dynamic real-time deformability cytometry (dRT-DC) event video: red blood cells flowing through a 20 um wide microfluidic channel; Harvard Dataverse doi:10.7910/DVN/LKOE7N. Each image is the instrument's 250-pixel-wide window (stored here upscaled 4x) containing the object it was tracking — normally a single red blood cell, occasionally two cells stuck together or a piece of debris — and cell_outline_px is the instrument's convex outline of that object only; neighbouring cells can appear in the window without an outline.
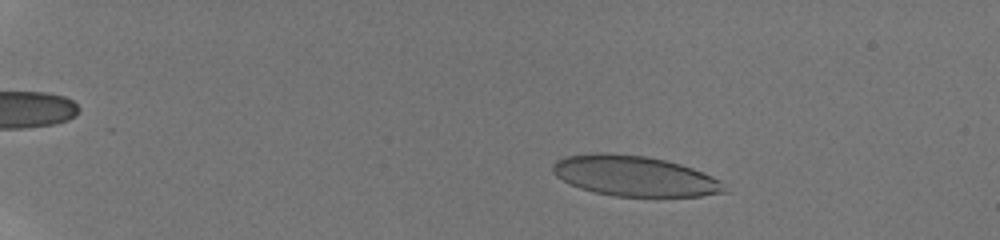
{"species": "human", "species_latin": "Homo sapiens", "temperature_condition": "room temperature", "stored_images_in_passage": 52, "camera_frame_rate_fps": 3000, "um_per_image_px": 0.085, "donor": {"sex": "male"}, "frame": {"image": 1, "passage_image": 7, "time_ms": 2.0, "image_size_px": [1000, 240], "cell_outline_px": [[732, 192], [700, 196], [616, 196], [596, 192], [580, 188], [556, 176], [552, 172], [552, 164], [556, 160], [564, 156], [596, 152], [604, 152], [644, 156], [664, 160], [680, 164], [692, 168], [712, 176], [720, 180]], "centroid_in_image_um": [53.96, 14.95], "position_along_channel_um": 31.0, "area_um2": 40.46}}
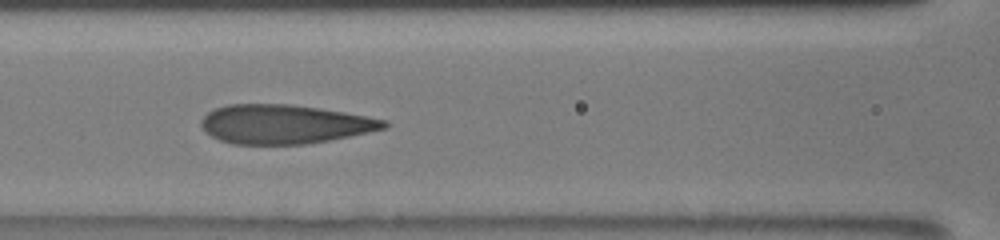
{"frame": {"image": 2, "passage_image": 25, "time_ms": 8.0, "image_size_px": [1000, 240], "cell_outline_px": [[388, 128], [308, 144], [232, 144], [220, 140], [204, 132], [200, 124], [200, 120], [208, 112], [216, 108], [228, 104], [288, 104], [320, 108], [344, 112], [388, 120]], "centroid_in_image_um": [24.16, 10.55], "position_along_channel_um": 142.4, "area_um2": 41.62}}
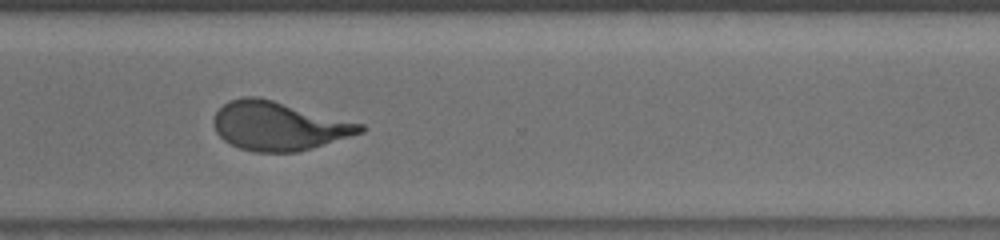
{"frame": {"image": 3, "passage_image": 41, "time_ms": 13.333, "image_size_px": [1000, 240], "cell_outline_px": [[364, 132], [312, 148], [296, 152], [252, 152], [240, 148], [224, 140], [216, 132], [212, 120], [216, 112], [228, 100], [244, 96], [256, 96], [272, 100], [364, 124]], "centroid_in_image_um": [23.66, 10.71], "position_along_channel_um": 346.9, "area_um2": 41.44}, "authors_computed_cell_mechanics": {"area_um2": 41.4426, "velocity_mm_per_s": 3.8462, "shape_relaxation_time_tau1_ms": 5.7672, "shape_relaxation_time_tau2_ms": 0.7543, "deformation_change_tau1": 0.2344, "deformation_change_tau2": 0.0824}}